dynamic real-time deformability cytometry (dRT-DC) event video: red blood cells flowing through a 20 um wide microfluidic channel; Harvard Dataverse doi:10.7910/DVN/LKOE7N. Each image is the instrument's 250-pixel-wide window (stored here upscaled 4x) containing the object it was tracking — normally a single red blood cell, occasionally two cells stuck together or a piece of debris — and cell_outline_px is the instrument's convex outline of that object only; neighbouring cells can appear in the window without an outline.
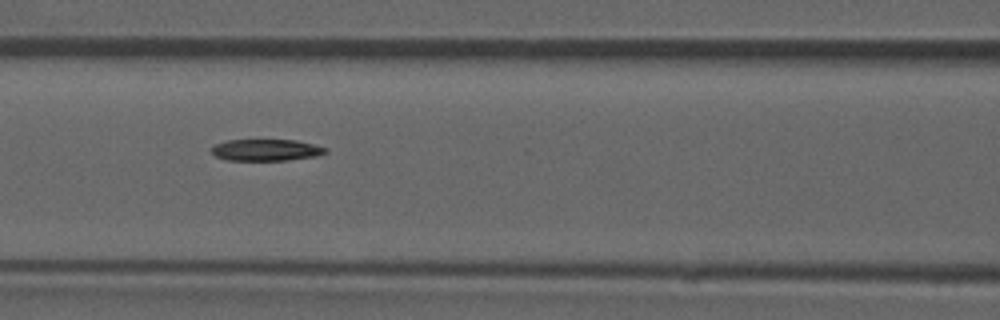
{"species": "common noctule bat (a hibernating species)", "species_latin": "Nyctalus noctula", "temperature_condition": "room temperature", "stored_images_in_passage": 36, "camera_frame_rate_fps": 3000, "um_per_image_px": 0.085, "animal": {"sex": "male", "forearm_length_mm": 52.5}, "frame": {"image": 1, "passage_image": 6, "time_ms": 1.667, "image_size_px": [1000, 320], "cell_outline_px": [[328, 152], [316, 156], [284, 160], [228, 160], [216, 156], [212, 152], [212, 148], [216, 144], [228, 140], [296, 140], [328, 148]], "centroid_in_image_um": [22.65, 12.75], "position_along_channel_um": 144.0, "area_um2": 14.16}}